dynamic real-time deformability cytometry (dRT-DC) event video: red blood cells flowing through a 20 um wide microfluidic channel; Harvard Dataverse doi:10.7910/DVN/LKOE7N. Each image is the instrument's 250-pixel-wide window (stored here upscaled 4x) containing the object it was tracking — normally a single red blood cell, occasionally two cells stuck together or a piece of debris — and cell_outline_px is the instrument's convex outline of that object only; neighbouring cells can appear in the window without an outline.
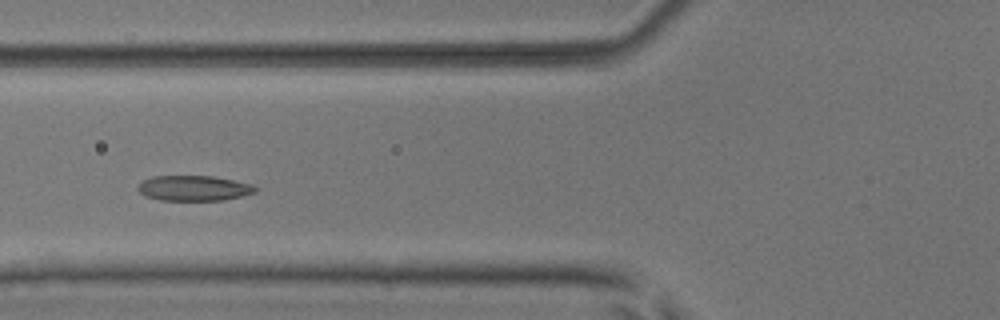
{"species": "common noctule bat (a hibernating species)", "species_latin": "Nyctalus noctula", "temperature_condition": "room temperature", "stored_images_in_passage": 7, "camera_frame_rate_fps": 3000, "um_per_image_px": 0.085, "animal": {"sex": "male", "body_mass_g": 17.9, "forearm_length_mm": 54.2}, "frame": {"image": 1, "passage_image": 4, "time_ms": 1.0, "image_size_px": [1000, 320], "cell_outline_px": [[260, 188], [256, 192], [244, 196], [224, 200], [160, 200], [144, 196], [136, 188], [144, 180], [152, 176], [212, 176], [252, 184]], "centroid_in_image_um": [16.51, 16.0], "position_along_channel_um": 109.3, "area_um2": 17.4}}
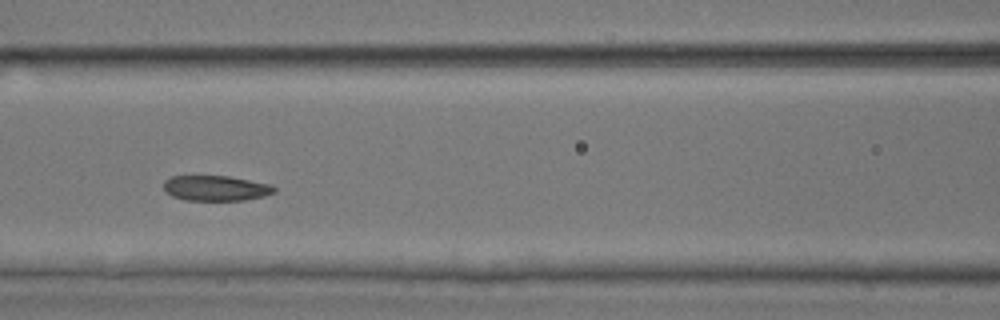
{"frame": {"image": 2, "passage_image": 5, "time_ms": 1.333, "image_size_px": [1000, 320], "cell_outline_px": [[276, 192], [264, 196], [244, 200], [184, 200], [172, 196], [164, 192], [164, 180], [168, 176], [228, 176], [272, 184], [276, 188]], "centroid_in_image_um": [18.33, 15.99], "position_along_channel_um": 148.3, "area_um2": 16.47}}
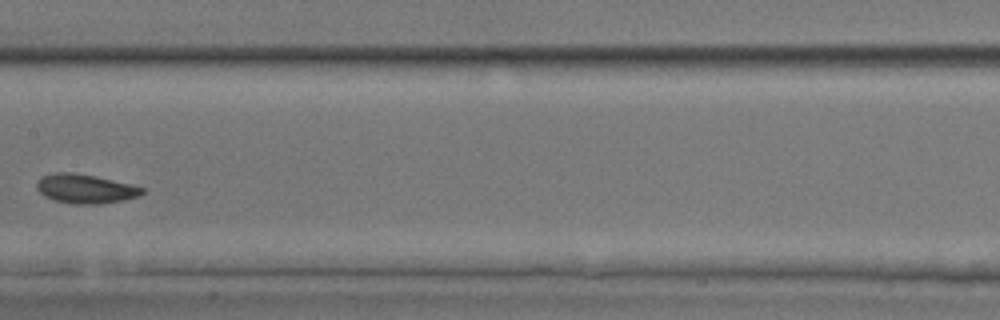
{"frame": {"image": 3, "passage_image": 6, "time_ms": 1.667, "image_size_px": [1000, 320], "cell_outline_px": [[144, 192], [136, 196], [124, 200], [100, 204], [72, 204], [52, 200], [44, 196], [36, 188], [36, 184], [40, 176], [52, 172], [72, 172], [96, 176], [132, 184], [144, 188]], "centroid_in_image_um": [7.21, 16.04], "position_along_channel_um": 200.2, "area_um2": 18.15}}